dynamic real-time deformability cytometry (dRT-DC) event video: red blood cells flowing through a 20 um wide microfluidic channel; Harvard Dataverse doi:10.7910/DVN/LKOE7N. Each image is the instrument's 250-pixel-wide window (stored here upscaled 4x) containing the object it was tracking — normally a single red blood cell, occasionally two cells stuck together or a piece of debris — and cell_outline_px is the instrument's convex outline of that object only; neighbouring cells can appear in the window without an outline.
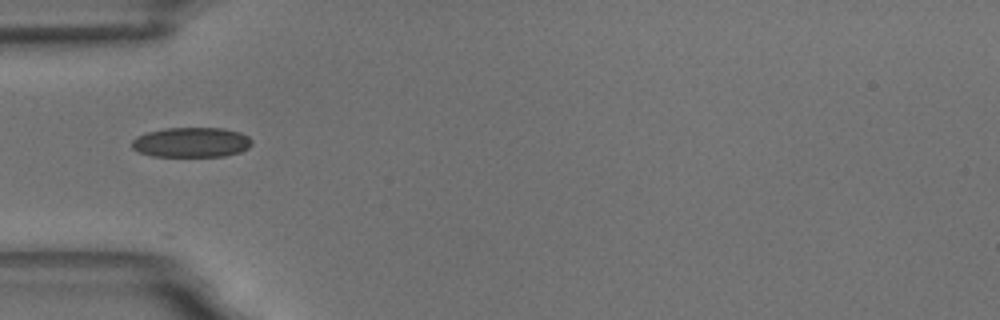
{"species": "common noctule bat (a hibernating species)", "species_latin": "Nyctalus noctula", "temperature_condition": "room temperature", "stored_images_in_passage": 40, "camera_frame_rate_fps": 3000, "um_per_image_px": 0.085, "animal": {"sex": "male", "body_mass_g": 18.8}, "frame": {"image": 1, "passage_image": 1, "time_ms": 0.0, "image_size_px": [1000, 320], "cell_outline_px": [[252, 144], [248, 148], [240, 152], [224, 156], [152, 156], [140, 152], [132, 148], [132, 140], [136, 136], [148, 132], [164, 128], [224, 128], [240, 132], [248, 136], [252, 140]], "centroid_in_image_um": [16.28, 12.09], "position_along_channel_um": 68.7, "area_um2": 20.98}}
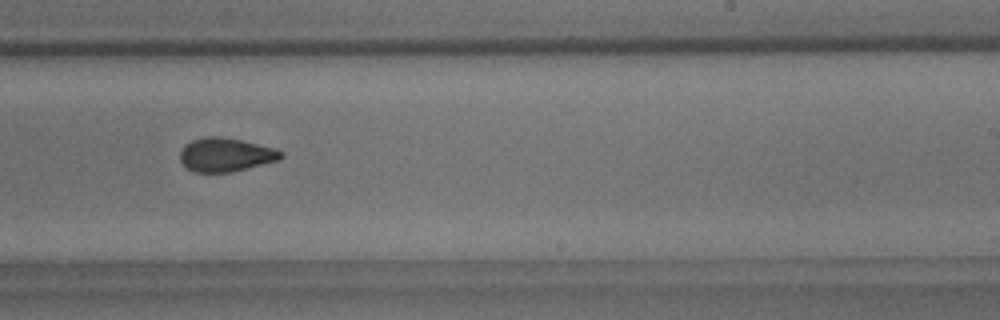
{"frame": {"image": 2, "passage_image": 18, "time_ms": 5.667, "image_size_px": [1000, 320], "cell_outline_px": [[284, 156], [280, 160], [232, 172], [192, 172], [184, 168], [180, 160], [180, 152], [184, 144], [192, 140], [204, 136], [216, 136], [240, 140], [276, 148], [284, 152]], "centroid_in_image_um": [19.17, 13.16], "position_along_channel_um": 269.8, "area_um2": 20.11}}
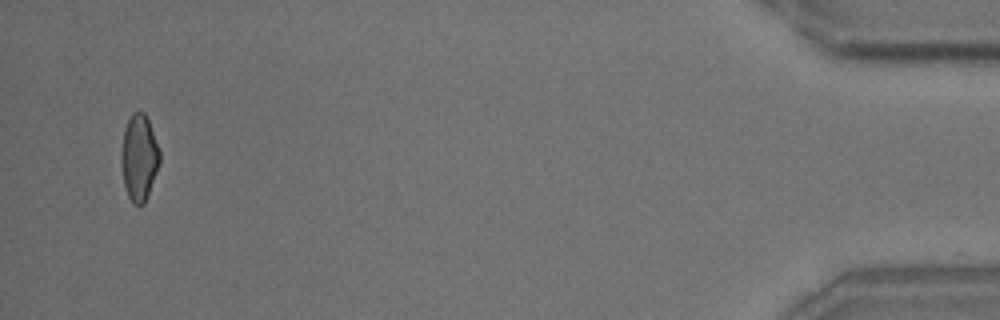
{"frame": {"image": 3, "passage_image": 38, "time_ms": 12.333, "image_size_px": [1000, 320], "cell_outline_px": [[160, 160], [156, 172], [144, 204], [132, 204], [128, 196], [124, 184], [120, 160], [120, 152], [124, 128], [132, 112], [144, 112], [148, 120], [160, 152]], "centroid_in_image_um": [11.79, 13.39], "position_along_channel_um": 423.4, "area_um2": 19.19}, "authors_computed_cell_mechanics": {"area_um2": 20.0855, "velocity_mm_per_s": 3.5353, "shape_relaxation_time_tau1_ms": 5.583, "shape_relaxation_time_tau2_ms": 1.9014, "deformation_change_tau1": 0.1281, "deformation_change_tau2": 0.0732}}